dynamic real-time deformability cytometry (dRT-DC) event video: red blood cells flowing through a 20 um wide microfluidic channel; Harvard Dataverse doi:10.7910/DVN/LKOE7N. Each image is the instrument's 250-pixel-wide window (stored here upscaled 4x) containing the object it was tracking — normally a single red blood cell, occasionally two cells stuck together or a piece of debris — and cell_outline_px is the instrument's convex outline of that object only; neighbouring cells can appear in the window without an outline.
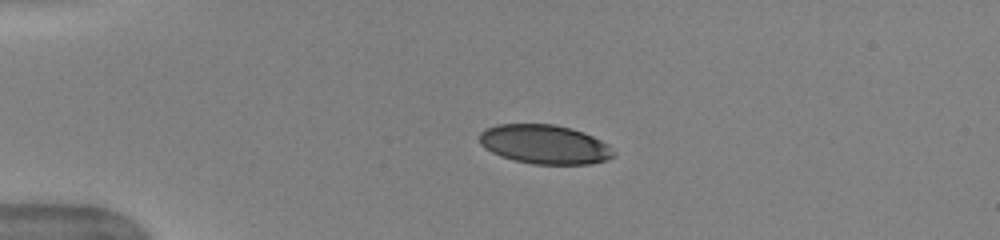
{"species": "human", "species_latin": "Homo sapiens", "temperature_condition": "warm", "stored_images_in_passage": 40, "camera_frame_rate_fps": 3000, "um_per_image_px": 0.085, "donor": {"sex": "female"}, "frame": {"image": 1, "passage_image": 1, "time_ms": 0.0, "image_size_px": [1000, 240], "cell_outline_px": [[616, 156], [608, 160], [592, 164], [532, 164], [500, 156], [484, 148], [480, 144], [480, 132], [484, 128], [496, 124], [556, 124], [572, 128], [584, 132], [608, 144], [616, 152]], "centroid_in_image_um": [46.32, 12.27], "position_along_channel_um": 38.7, "area_um2": 30.98}}
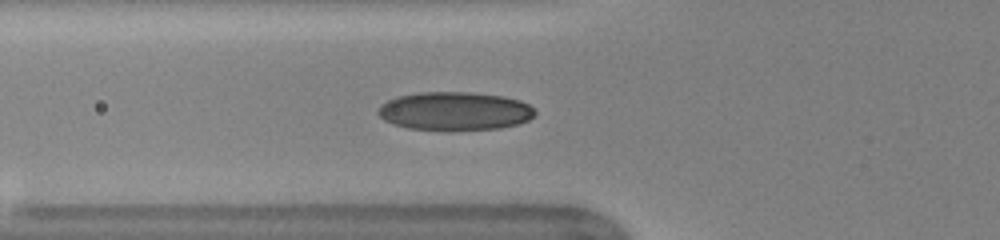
{"frame": {"image": 2, "passage_image": 8, "time_ms": 2.333, "image_size_px": [1000, 240], "cell_outline_px": [[536, 116], [520, 124], [500, 128], [408, 128], [392, 124], [384, 120], [376, 112], [380, 104], [396, 96], [420, 92], [468, 92], [504, 96], [520, 100], [528, 104], [536, 112]], "centroid_in_image_um": [38.65, 9.41], "position_along_channel_um": 87.1, "area_um2": 34.68}}
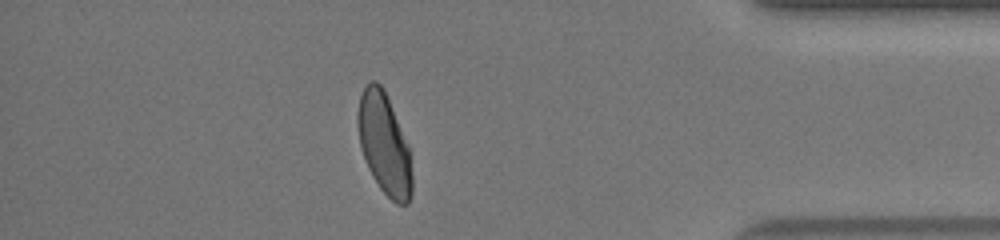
{"frame": {"image": 3, "passage_image": 34, "time_ms": 11.0, "image_size_px": [1000, 240], "cell_outline_px": [[412, 196], [408, 204], [396, 204], [380, 188], [372, 176], [368, 168], [360, 144], [356, 120], [356, 116], [360, 96], [364, 88], [372, 80], [376, 80], [384, 88], [408, 148], [412, 176]], "centroid_in_image_um": [32.64, 12.25], "position_along_channel_um": 402.6, "area_um2": 31.56}, "authors_computed_cell_mechanics": {"area_um2": 32.9749, "velocity_mm_per_s": 3.9761, "shape_relaxation_time_tau1_ms": 4.504, "shape_relaxation_time_tau2_ms": 0.9082, "deformation_change_tau1": 0.1746, "deformation_change_tau2": 0.0458}}